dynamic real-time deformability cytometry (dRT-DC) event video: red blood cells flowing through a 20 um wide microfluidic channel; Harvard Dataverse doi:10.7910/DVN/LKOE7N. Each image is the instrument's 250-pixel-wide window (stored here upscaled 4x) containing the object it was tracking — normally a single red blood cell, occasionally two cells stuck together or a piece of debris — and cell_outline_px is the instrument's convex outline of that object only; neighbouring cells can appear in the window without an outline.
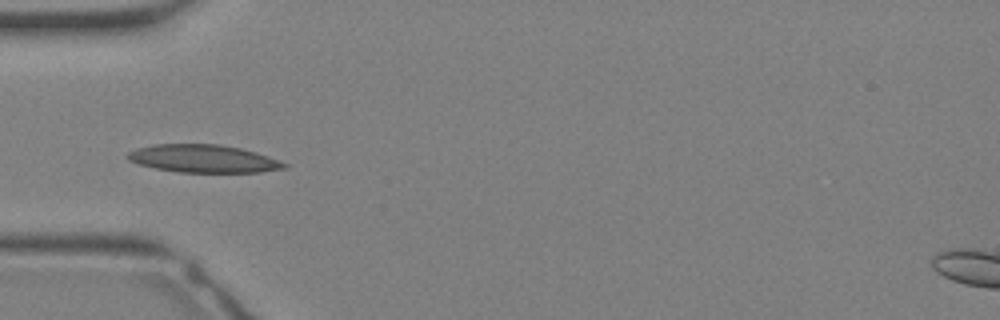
{"species": "Egyptian fruit bat (a non-hibernating species)", "species_latin": "Rousettus aegyptiacus", "temperature_condition": "warm", "stored_images_in_passage": 31, "camera_frame_rate_fps": 3000, "um_per_image_px": 0.085, "animal": {"sex": "female"}, "frame": {"image": 1, "passage_image": 10, "time_ms": 3.0, "image_size_px": [1000, 320], "cell_outline_px": [[288, 168], [260, 172], [180, 172], [156, 168], [140, 164], [128, 160], [124, 156], [128, 152], [136, 148], [156, 144], [220, 144], [240, 148], [256, 152], [280, 160], [288, 164]], "centroid_in_image_um": [17.3, 13.48], "position_along_channel_um": 67.7, "area_um2": 25.43}}
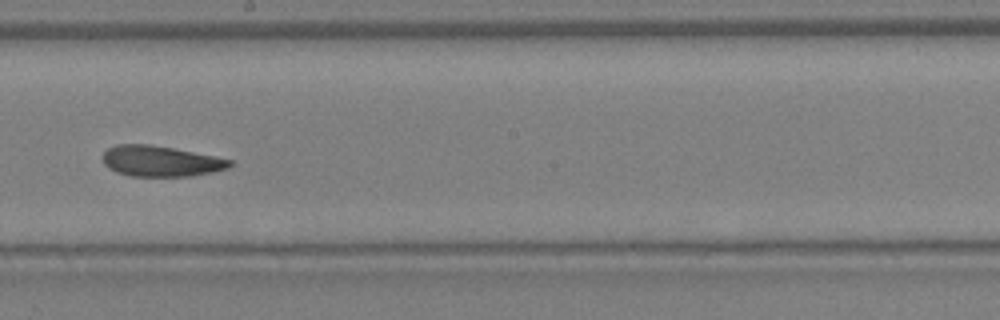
{"frame": {"image": 2, "passage_image": 18, "time_ms": 5.667, "image_size_px": [1000, 320], "cell_outline_px": [[232, 164], [228, 168], [212, 172], [192, 176], [132, 176], [116, 172], [108, 168], [104, 164], [104, 152], [108, 148], [116, 144], [148, 144], [172, 148], [232, 160]], "centroid_in_image_um": [13.63, 13.7], "position_along_channel_um": 234.6, "area_um2": 22.48}}
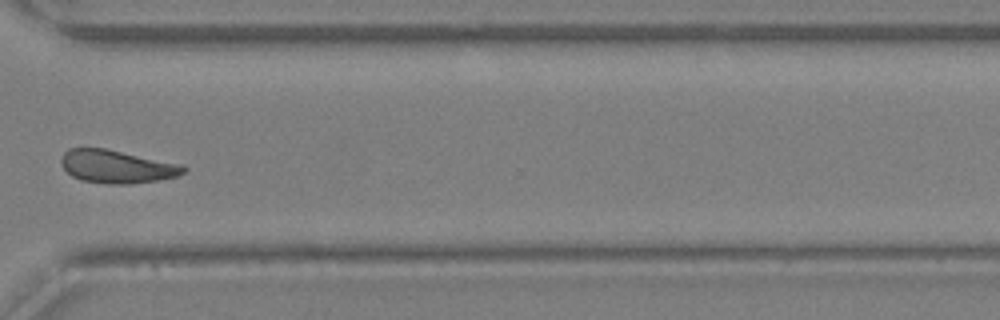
{"frame": {"image": 3, "passage_image": 24, "time_ms": 7.667, "image_size_px": [1000, 320], "cell_outline_px": [[188, 168], [184, 172], [176, 176], [156, 180], [128, 184], [108, 184], [80, 180], [72, 176], [60, 164], [60, 160], [64, 152], [68, 148], [104, 148], [184, 164]], "centroid_in_image_um": [9.93, 14.15], "position_along_channel_um": 360.7, "area_um2": 23.64}}